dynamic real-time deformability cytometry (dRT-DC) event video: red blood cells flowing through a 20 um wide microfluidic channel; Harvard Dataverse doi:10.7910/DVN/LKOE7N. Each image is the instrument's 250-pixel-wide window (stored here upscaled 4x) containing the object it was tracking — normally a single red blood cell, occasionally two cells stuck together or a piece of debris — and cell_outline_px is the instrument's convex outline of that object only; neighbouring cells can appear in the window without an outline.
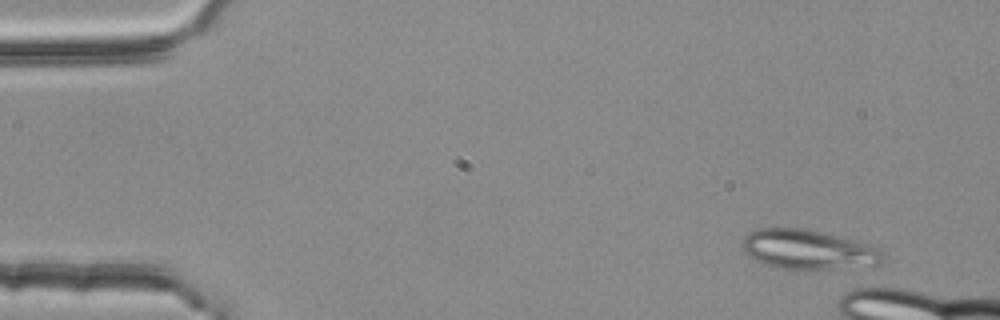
{"species": "common noctule bat (a hibernating species)", "species_latin": "Nyctalus noctula", "temperature_condition": "room temperature", "stored_images_in_passage": 4, "camera_frame_rate_fps": 3000, "um_per_image_px": 0.085, "animal": {"sex": "female", "body_mass_g": 25.1}, "frame": {"image": 1, "passage_image": 1, "time_ms": 0.0, "image_size_px": [1000, 320], "cell_outline_px": [[884, 260], [880, 264], [828, 268], [776, 268], [756, 260], [748, 256], [744, 252], [744, 236], [748, 232], [760, 228], [800, 228], [820, 232], [856, 240], [872, 244], [880, 248], [884, 252]], "centroid_in_image_um": [68.72, 21.19], "position_along_channel_um": 16.3, "area_um2": 31.96}}